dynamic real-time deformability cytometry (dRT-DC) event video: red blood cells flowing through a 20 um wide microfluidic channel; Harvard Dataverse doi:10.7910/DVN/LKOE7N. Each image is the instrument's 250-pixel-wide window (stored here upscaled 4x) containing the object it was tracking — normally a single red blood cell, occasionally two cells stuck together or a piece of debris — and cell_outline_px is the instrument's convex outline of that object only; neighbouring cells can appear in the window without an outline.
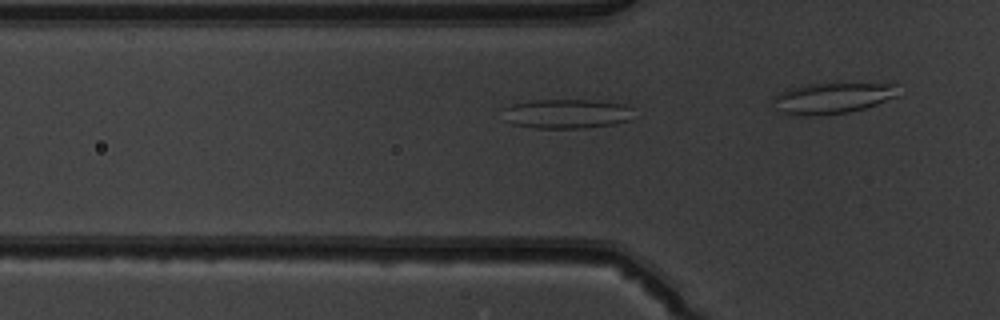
{"species": "common noctule bat (a hibernating species)", "species_latin": "Nyctalus noctula", "temperature_condition": "warm", "stored_images_in_passage": 16, "segment_of_instrument_passage": [1, 2], "camera_frame_rate_fps": 3000, "um_per_image_px": 0.085, "animal": {"sex": "male", "body_mass_g": 19.5, "forearm_length_mm": 54.6}, "frame": {"image": 1, "passage_image": 14, "time_ms": 4.333, "image_size_px": [1000, 320], "cell_outline_px": [[632, 108], [628, 120], [612, 124], [584, 128], [536, 128], [512, 124], [500, 120], [500, 108], [512, 104], [536, 100], [588, 100], [624, 104]], "centroid_in_image_um": [48.0, 9.67], "position_along_channel_um": 77.8, "area_um2": 22.6}}